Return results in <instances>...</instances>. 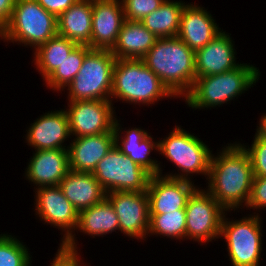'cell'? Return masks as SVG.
Wrapping results in <instances>:
<instances>
[{"instance_id":"cell-1","label":"cell","mask_w":266,"mask_h":266,"mask_svg":"<svg viewBox=\"0 0 266 266\" xmlns=\"http://www.w3.org/2000/svg\"><path fill=\"white\" fill-rule=\"evenodd\" d=\"M227 145L212 156L206 190L226 211H236L247 205L254 176L250 157L239 142Z\"/></svg>"},{"instance_id":"cell-2","label":"cell","mask_w":266,"mask_h":266,"mask_svg":"<svg viewBox=\"0 0 266 266\" xmlns=\"http://www.w3.org/2000/svg\"><path fill=\"white\" fill-rule=\"evenodd\" d=\"M167 88L182 98L191 90L195 78V52L176 37L158 38L142 58Z\"/></svg>"},{"instance_id":"cell-3","label":"cell","mask_w":266,"mask_h":266,"mask_svg":"<svg viewBox=\"0 0 266 266\" xmlns=\"http://www.w3.org/2000/svg\"><path fill=\"white\" fill-rule=\"evenodd\" d=\"M260 76L256 66L240 63L224 73L195 78L191 90L183 98L194 110L220 107L254 87Z\"/></svg>"},{"instance_id":"cell-4","label":"cell","mask_w":266,"mask_h":266,"mask_svg":"<svg viewBox=\"0 0 266 266\" xmlns=\"http://www.w3.org/2000/svg\"><path fill=\"white\" fill-rule=\"evenodd\" d=\"M175 98L161 79L152 72L142 59H116L110 101L149 107L160 99Z\"/></svg>"},{"instance_id":"cell-5","label":"cell","mask_w":266,"mask_h":266,"mask_svg":"<svg viewBox=\"0 0 266 266\" xmlns=\"http://www.w3.org/2000/svg\"><path fill=\"white\" fill-rule=\"evenodd\" d=\"M181 127L174 126L167 137L158 140L159 155L165 156L178 169V173L167 172L162 176L193 182L192 176L201 174L207 180L213 156L212 150L203 140Z\"/></svg>"},{"instance_id":"cell-6","label":"cell","mask_w":266,"mask_h":266,"mask_svg":"<svg viewBox=\"0 0 266 266\" xmlns=\"http://www.w3.org/2000/svg\"><path fill=\"white\" fill-rule=\"evenodd\" d=\"M58 35L57 17L36 0H16L9 22L0 31V40L30 46L34 51Z\"/></svg>"},{"instance_id":"cell-7","label":"cell","mask_w":266,"mask_h":266,"mask_svg":"<svg viewBox=\"0 0 266 266\" xmlns=\"http://www.w3.org/2000/svg\"><path fill=\"white\" fill-rule=\"evenodd\" d=\"M224 213L219 239H225L232 266H260L262 248V217L256 211L241 219L227 218Z\"/></svg>"},{"instance_id":"cell-8","label":"cell","mask_w":266,"mask_h":266,"mask_svg":"<svg viewBox=\"0 0 266 266\" xmlns=\"http://www.w3.org/2000/svg\"><path fill=\"white\" fill-rule=\"evenodd\" d=\"M116 58L110 50L92 49L66 88L68 101L105 100L110 101L113 67Z\"/></svg>"},{"instance_id":"cell-9","label":"cell","mask_w":266,"mask_h":266,"mask_svg":"<svg viewBox=\"0 0 266 266\" xmlns=\"http://www.w3.org/2000/svg\"><path fill=\"white\" fill-rule=\"evenodd\" d=\"M35 215L44 224L51 225L62 232L60 245L70 251H78L76 229L79 212L64 196L59 185L44 186L34 190ZM64 233V234H63Z\"/></svg>"},{"instance_id":"cell-10","label":"cell","mask_w":266,"mask_h":266,"mask_svg":"<svg viewBox=\"0 0 266 266\" xmlns=\"http://www.w3.org/2000/svg\"><path fill=\"white\" fill-rule=\"evenodd\" d=\"M92 174L106 194L115 191H146L151 177L148 171L133 162L115 145L96 165Z\"/></svg>"},{"instance_id":"cell-11","label":"cell","mask_w":266,"mask_h":266,"mask_svg":"<svg viewBox=\"0 0 266 266\" xmlns=\"http://www.w3.org/2000/svg\"><path fill=\"white\" fill-rule=\"evenodd\" d=\"M226 210L205 189L192 193L185 207L186 239L206 245L220 236L221 222Z\"/></svg>"},{"instance_id":"cell-12","label":"cell","mask_w":266,"mask_h":266,"mask_svg":"<svg viewBox=\"0 0 266 266\" xmlns=\"http://www.w3.org/2000/svg\"><path fill=\"white\" fill-rule=\"evenodd\" d=\"M67 104L65 109L69 119V132L73 138L103 134L114 128L117 116L113 102L79 100L69 101Z\"/></svg>"},{"instance_id":"cell-13","label":"cell","mask_w":266,"mask_h":266,"mask_svg":"<svg viewBox=\"0 0 266 266\" xmlns=\"http://www.w3.org/2000/svg\"><path fill=\"white\" fill-rule=\"evenodd\" d=\"M118 220L119 231L132 239H147L149 229V199L146 191H115L106 194Z\"/></svg>"},{"instance_id":"cell-14","label":"cell","mask_w":266,"mask_h":266,"mask_svg":"<svg viewBox=\"0 0 266 266\" xmlns=\"http://www.w3.org/2000/svg\"><path fill=\"white\" fill-rule=\"evenodd\" d=\"M197 188L194 182L188 180L151 175L146 190L149 199V214H166L185 210L188 199Z\"/></svg>"},{"instance_id":"cell-15","label":"cell","mask_w":266,"mask_h":266,"mask_svg":"<svg viewBox=\"0 0 266 266\" xmlns=\"http://www.w3.org/2000/svg\"><path fill=\"white\" fill-rule=\"evenodd\" d=\"M120 120L115 117L114 120V137L115 146L133 162L139 164L151 175H161L162 167L156 159L151 158V152H158V140L153 141V137L140 127H133L123 130ZM124 134V135H122Z\"/></svg>"},{"instance_id":"cell-16","label":"cell","mask_w":266,"mask_h":266,"mask_svg":"<svg viewBox=\"0 0 266 266\" xmlns=\"http://www.w3.org/2000/svg\"><path fill=\"white\" fill-rule=\"evenodd\" d=\"M26 131L25 141L34 150L68 149L63 143L72 138L65 109L45 112Z\"/></svg>"},{"instance_id":"cell-17","label":"cell","mask_w":266,"mask_h":266,"mask_svg":"<svg viewBox=\"0 0 266 266\" xmlns=\"http://www.w3.org/2000/svg\"><path fill=\"white\" fill-rule=\"evenodd\" d=\"M124 20L121 0H93L90 48L111 50Z\"/></svg>"},{"instance_id":"cell-18","label":"cell","mask_w":266,"mask_h":266,"mask_svg":"<svg viewBox=\"0 0 266 266\" xmlns=\"http://www.w3.org/2000/svg\"><path fill=\"white\" fill-rule=\"evenodd\" d=\"M222 31L195 52L196 78L224 73L237 68V52L231 34ZM237 62V63H236Z\"/></svg>"},{"instance_id":"cell-19","label":"cell","mask_w":266,"mask_h":266,"mask_svg":"<svg viewBox=\"0 0 266 266\" xmlns=\"http://www.w3.org/2000/svg\"><path fill=\"white\" fill-rule=\"evenodd\" d=\"M69 170L67 149L35 150L24 176L37 189L59 185Z\"/></svg>"},{"instance_id":"cell-20","label":"cell","mask_w":266,"mask_h":266,"mask_svg":"<svg viewBox=\"0 0 266 266\" xmlns=\"http://www.w3.org/2000/svg\"><path fill=\"white\" fill-rule=\"evenodd\" d=\"M221 28L211 13L204 7L188 3L181 14L180 29L177 37L192 51L196 52L212 41Z\"/></svg>"},{"instance_id":"cell-21","label":"cell","mask_w":266,"mask_h":266,"mask_svg":"<svg viewBox=\"0 0 266 266\" xmlns=\"http://www.w3.org/2000/svg\"><path fill=\"white\" fill-rule=\"evenodd\" d=\"M115 145L114 128L103 134L80 136L68 145L69 169L92 173Z\"/></svg>"},{"instance_id":"cell-22","label":"cell","mask_w":266,"mask_h":266,"mask_svg":"<svg viewBox=\"0 0 266 266\" xmlns=\"http://www.w3.org/2000/svg\"><path fill=\"white\" fill-rule=\"evenodd\" d=\"M59 187L78 212L96 205L106 197L100 183L90 172L69 170Z\"/></svg>"},{"instance_id":"cell-23","label":"cell","mask_w":266,"mask_h":266,"mask_svg":"<svg viewBox=\"0 0 266 266\" xmlns=\"http://www.w3.org/2000/svg\"><path fill=\"white\" fill-rule=\"evenodd\" d=\"M93 0H77L58 18V35L90 47Z\"/></svg>"},{"instance_id":"cell-24","label":"cell","mask_w":266,"mask_h":266,"mask_svg":"<svg viewBox=\"0 0 266 266\" xmlns=\"http://www.w3.org/2000/svg\"><path fill=\"white\" fill-rule=\"evenodd\" d=\"M157 39L141 22L125 19L110 51L116 59H142Z\"/></svg>"},{"instance_id":"cell-25","label":"cell","mask_w":266,"mask_h":266,"mask_svg":"<svg viewBox=\"0 0 266 266\" xmlns=\"http://www.w3.org/2000/svg\"><path fill=\"white\" fill-rule=\"evenodd\" d=\"M77 230L93 238L119 231V220L110 201L105 197L96 205L81 210Z\"/></svg>"},{"instance_id":"cell-26","label":"cell","mask_w":266,"mask_h":266,"mask_svg":"<svg viewBox=\"0 0 266 266\" xmlns=\"http://www.w3.org/2000/svg\"><path fill=\"white\" fill-rule=\"evenodd\" d=\"M186 4L181 0H165L141 23L157 38L176 37L180 29L181 14Z\"/></svg>"},{"instance_id":"cell-27","label":"cell","mask_w":266,"mask_h":266,"mask_svg":"<svg viewBox=\"0 0 266 266\" xmlns=\"http://www.w3.org/2000/svg\"><path fill=\"white\" fill-rule=\"evenodd\" d=\"M76 46L77 44L71 40L56 35L33 51L34 65L44 81L63 63Z\"/></svg>"},{"instance_id":"cell-28","label":"cell","mask_w":266,"mask_h":266,"mask_svg":"<svg viewBox=\"0 0 266 266\" xmlns=\"http://www.w3.org/2000/svg\"><path fill=\"white\" fill-rule=\"evenodd\" d=\"M91 50L89 46L77 45L63 63L45 80V86L57 93L66 89L78 74L85 56Z\"/></svg>"},{"instance_id":"cell-29","label":"cell","mask_w":266,"mask_h":266,"mask_svg":"<svg viewBox=\"0 0 266 266\" xmlns=\"http://www.w3.org/2000/svg\"><path fill=\"white\" fill-rule=\"evenodd\" d=\"M149 229L151 235L163 236L171 240H186L185 210H177L166 214H149Z\"/></svg>"},{"instance_id":"cell-30","label":"cell","mask_w":266,"mask_h":266,"mask_svg":"<svg viewBox=\"0 0 266 266\" xmlns=\"http://www.w3.org/2000/svg\"><path fill=\"white\" fill-rule=\"evenodd\" d=\"M28 250L15 236L0 234V266H31L32 255Z\"/></svg>"},{"instance_id":"cell-31","label":"cell","mask_w":266,"mask_h":266,"mask_svg":"<svg viewBox=\"0 0 266 266\" xmlns=\"http://www.w3.org/2000/svg\"><path fill=\"white\" fill-rule=\"evenodd\" d=\"M165 0H121L124 18L141 22L147 15L158 9Z\"/></svg>"},{"instance_id":"cell-32","label":"cell","mask_w":266,"mask_h":266,"mask_svg":"<svg viewBox=\"0 0 266 266\" xmlns=\"http://www.w3.org/2000/svg\"><path fill=\"white\" fill-rule=\"evenodd\" d=\"M251 146L239 143L248 153L252 165L253 176H266V140L254 135Z\"/></svg>"},{"instance_id":"cell-33","label":"cell","mask_w":266,"mask_h":266,"mask_svg":"<svg viewBox=\"0 0 266 266\" xmlns=\"http://www.w3.org/2000/svg\"><path fill=\"white\" fill-rule=\"evenodd\" d=\"M266 207V176H254L246 210L261 211Z\"/></svg>"},{"instance_id":"cell-34","label":"cell","mask_w":266,"mask_h":266,"mask_svg":"<svg viewBox=\"0 0 266 266\" xmlns=\"http://www.w3.org/2000/svg\"><path fill=\"white\" fill-rule=\"evenodd\" d=\"M80 257V252L70 251L65 249L62 245H59L50 266H86L87 264L84 265L83 260H81L82 258Z\"/></svg>"},{"instance_id":"cell-35","label":"cell","mask_w":266,"mask_h":266,"mask_svg":"<svg viewBox=\"0 0 266 266\" xmlns=\"http://www.w3.org/2000/svg\"><path fill=\"white\" fill-rule=\"evenodd\" d=\"M46 11L57 18L77 0H36Z\"/></svg>"},{"instance_id":"cell-36","label":"cell","mask_w":266,"mask_h":266,"mask_svg":"<svg viewBox=\"0 0 266 266\" xmlns=\"http://www.w3.org/2000/svg\"><path fill=\"white\" fill-rule=\"evenodd\" d=\"M16 0H0V31L9 22Z\"/></svg>"},{"instance_id":"cell-37","label":"cell","mask_w":266,"mask_h":266,"mask_svg":"<svg viewBox=\"0 0 266 266\" xmlns=\"http://www.w3.org/2000/svg\"><path fill=\"white\" fill-rule=\"evenodd\" d=\"M259 126H257L255 135L263 140H266V114L263 113L259 119Z\"/></svg>"}]
</instances>
